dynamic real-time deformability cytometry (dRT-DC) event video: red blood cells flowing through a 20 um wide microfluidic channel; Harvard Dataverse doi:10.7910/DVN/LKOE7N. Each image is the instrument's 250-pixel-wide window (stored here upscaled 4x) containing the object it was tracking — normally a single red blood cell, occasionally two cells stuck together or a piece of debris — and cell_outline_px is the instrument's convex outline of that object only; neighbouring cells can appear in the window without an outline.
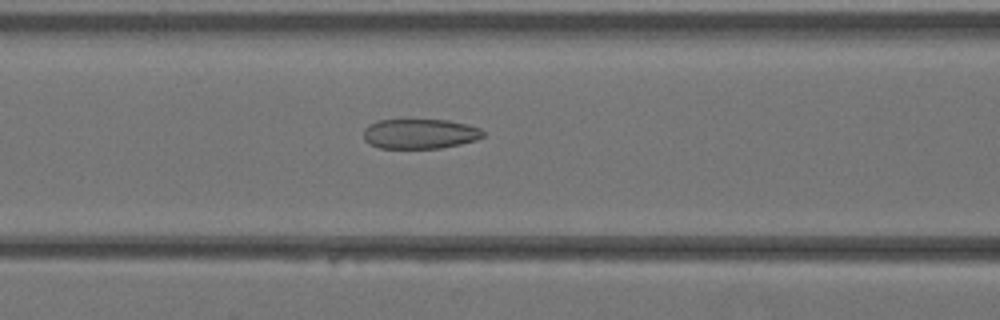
{"species": "Egyptian fruit bat (a non-hibernating species)", "species_latin": "Rousettus aegyptiacus", "temperature_condition": "warm", "stored_images_in_passage": 29, "camera_frame_rate_fps": 3000, "um_per_image_px": 0.085, "animal": {"sex": "female"}, "frame": {"image": 1, "passage_image": 6, "time_ms": 1.667, "image_size_px": [1000, 320], "cell_outline_px": [[484, 136], [476, 140], [460, 144], [440, 148], [380, 148], [368, 144], [364, 140], [364, 128], [368, 124], [376, 120], [448, 120], [468, 124], [480, 128], [484, 132]], "centroid_in_image_um": [35.67, 11.37], "position_along_channel_um": 130.9, "area_um2": 20.98}}
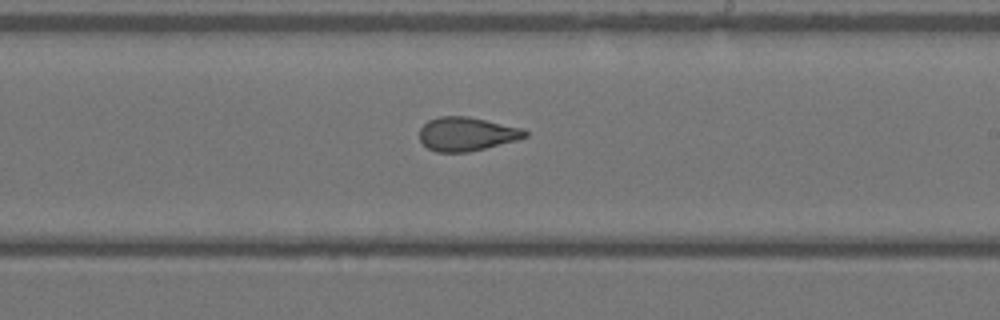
{"frame": {"image": 2, "passage_image": 13, "time_ms": 4.0, "image_size_px": [1000, 320], "cell_outline_px": [[528, 136], [516, 140], [468, 152], [436, 152], [428, 148], [420, 140], [420, 128], [428, 120], [440, 116], [468, 116], [524, 128], [528, 132]], "centroid_in_image_um": [39.67, 11.38], "position_along_channel_um": 249.3, "area_um2": 20.75}}
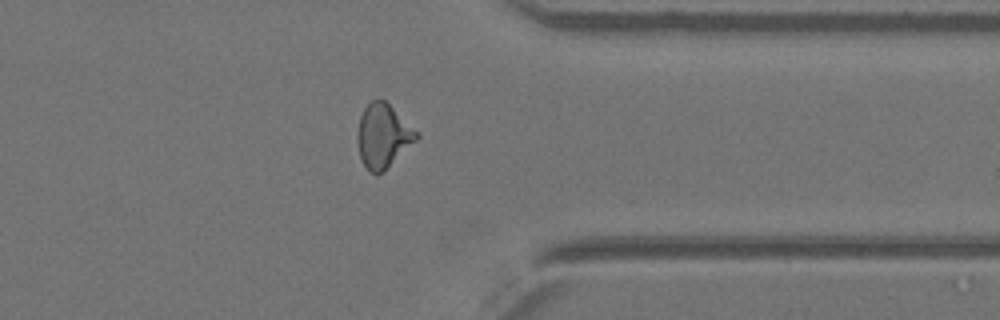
{"frame": {"image": 3, "passage_image": 21, "time_ms": 6.667, "image_size_px": [1000, 320], "cell_outline_px": [[420, 136], [384, 172], [376, 176], [368, 172], [360, 156], [356, 136], [360, 116], [364, 108], [372, 100], [384, 100], [420, 132]], "centroid_in_image_um": [32.56, 11.58], "position_along_channel_um": 378.8, "area_um2": 22.14}}